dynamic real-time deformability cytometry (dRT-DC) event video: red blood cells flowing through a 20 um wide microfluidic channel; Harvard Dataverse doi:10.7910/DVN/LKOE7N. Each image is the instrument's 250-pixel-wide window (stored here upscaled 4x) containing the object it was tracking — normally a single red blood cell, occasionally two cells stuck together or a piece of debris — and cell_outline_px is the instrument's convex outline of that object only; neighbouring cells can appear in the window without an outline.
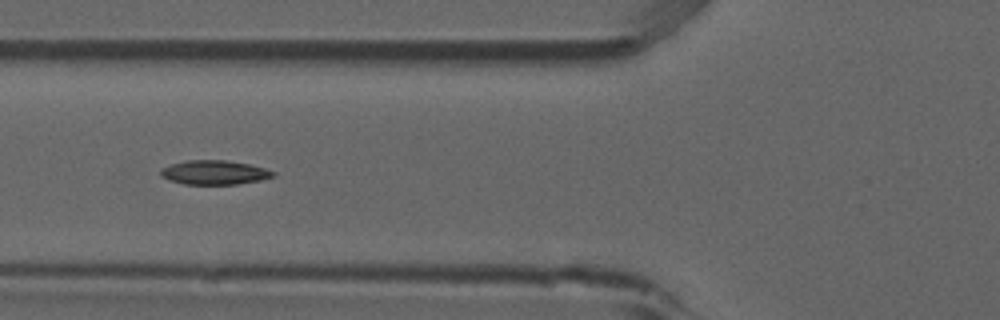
{"species": "common noctule bat (a hibernating species)", "species_latin": "Nyctalus noctula", "temperature_condition": "room temperature", "stored_images_in_passage": 8, "camera_frame_rate_fps": 3000, "um_per_image_px": 0.085, "animal": {"sex": "male", "forearm_length_mm": 52.5}, "frame": {"image": 1, "passage_image": 6, "time_ms": 1.667, "image_size_px": [1000, 320], "cell_outline_px": [[276, 176], [260, 180], [236, 184], [184, 184], [168, 180], [160, 176], [160, 168], [172, 164], [188, 160], [228, 160], [248, 164], [264, 168], [276, 172]], "centroid_in_image_um": [18.21, 14.66], "position_along_channel_um": 107.6, "area_um2": 15.9}}
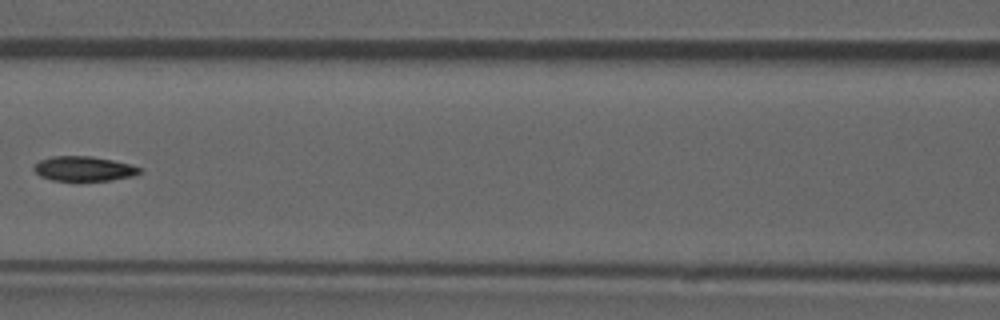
{"frame": {"image": 2, "passage_image": 7, "time_ms": 2.0, "image_size_px": [1000, 320], "cell_outline_px": [[144, 172], [136, 176], [112, 180], [52, 180], [40, 176], [32, 168], [40, 160], [52, 156], [92, 156], [112, 160], [144, 168]], "centroid_in_image_um": [7.19, 14.34], "position_along_channel_um": 159.4, "area_um2": 15.32}}